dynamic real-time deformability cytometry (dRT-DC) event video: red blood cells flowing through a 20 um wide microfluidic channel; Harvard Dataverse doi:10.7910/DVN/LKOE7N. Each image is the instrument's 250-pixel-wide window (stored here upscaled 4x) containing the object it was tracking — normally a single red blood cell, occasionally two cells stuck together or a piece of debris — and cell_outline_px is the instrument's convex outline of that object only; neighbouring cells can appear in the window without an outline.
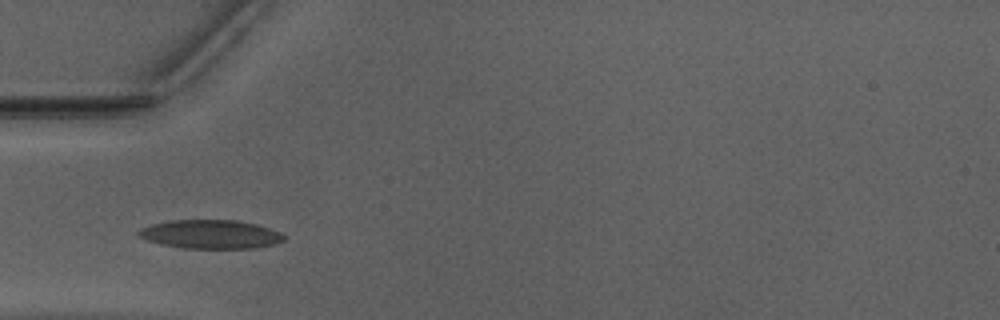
{"species": "Egyptian fruit bat (a non-hibernating species)", "species_latin": "Rousettus aegyptiacus", "temperature_condition": "warm", "stored_images_in_passage": 27, "camera_frame_rate_fps": 3000, "um_per_image_px": 0.085, "animal": {"sex": "male"}, "frame": {"image": 1, "passage_image": 1, "time_ms": 0.0, "image_size_px": [1000, 320], "cell_outline_px": [[284, 240], [276, 244], [256, 248], [184, 248], [160, 244], [148, 240], [140, 236], [136, 232], [140, 228], [152, 224], [172, 220], [236, 220], [256, 224], [280, 232], [284, 236]], "centroid_in_image_um": [17.9, 19.91], "position_along_channel_um": 67.1, "area_um2": 24.28}}
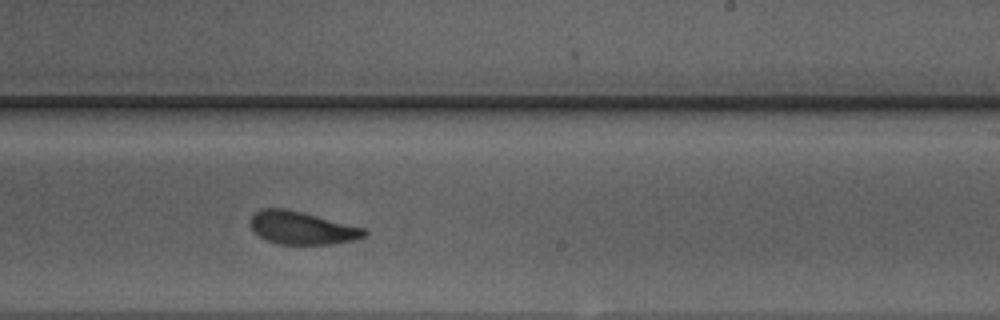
{"frame": {"image": 2, "passage_image": 16, "time_ms": 5.0, "image_size_px": [1000, 320], "cell_outline_px": [[368, 232], [364, 236], [356, 240], [332, 244], [276, 244], [260, 236], [248, 224], [252, 216], [260, 208], [284, 208], [364, 228]], "centroid_in_image_um": [25.64, 19.38], "position_along_channel_um": 263.4, "area_um2": 21.56}}
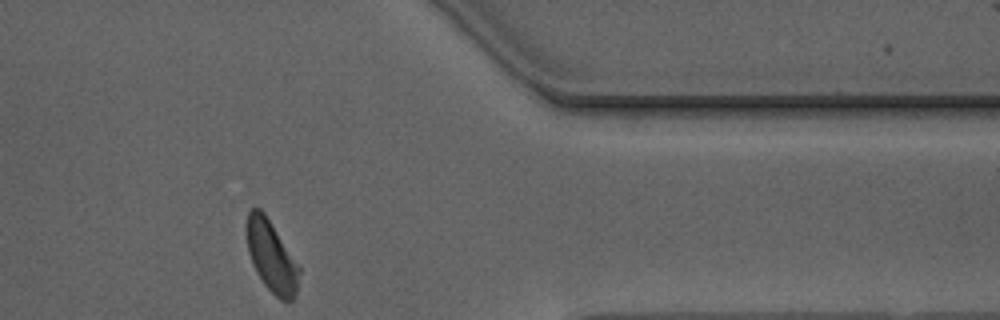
{"frame": {"image": 3, "passage_image": 27, "time_ms": 8.667, "image_size_px": [1000, 320], "cell_outline_px": [[300, 272], [296, 296], [292, 300], [280, 300], [264, 284], [256, 272], [252, 264], [248, 252], [248, 212], [252, 208], [260, 208], [264, 212], [300, 268]], "centroid_in_image_um": [23.09, 21.84], "position_along_channel_um": 388.3, "area_um2": 21.27}, "authors_computed_cell_mechanics": {"area_um2": 22.1952, "velocity_mm_per_s": 3.935, "shape_relaxation_time_tau1_ms": 2.8698, "shape_relaxation_time_tau2_ms": 1.6954, "deformation_change_tau1": 0.1037, "deformation_change_tau2": 0.0818}}